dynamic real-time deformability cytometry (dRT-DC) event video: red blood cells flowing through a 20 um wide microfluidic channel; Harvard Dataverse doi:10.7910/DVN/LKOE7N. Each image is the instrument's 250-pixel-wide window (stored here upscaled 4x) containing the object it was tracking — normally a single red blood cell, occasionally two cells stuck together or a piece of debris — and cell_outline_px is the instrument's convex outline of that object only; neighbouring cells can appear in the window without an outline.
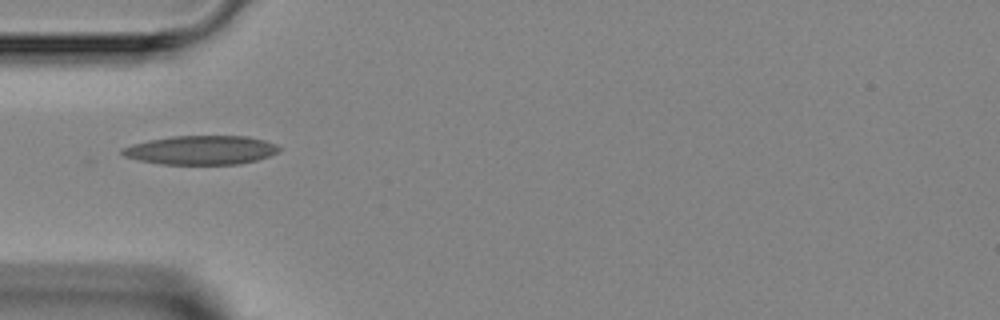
{"species": "Egyptian fruit bat (a non-hibernating species)", "species_latin": "Rousettus aegyptiacus", "temperature_condition": "room temperature", "stored_images_in_passage": 4, "camera_frame_rate_fps": 3000, "um_per_image_px": 0.085, "animal": {"sex": "female"}, "frame": {"image": 1, "passage_image": 2, "time_ms": 2.333, "image_size_px": [1000, 320], "cell_outline_px": [[280, 152], [256, 160], [240, 164], [160, 164], [140, 160], [124, 156], [120, 152], [120, 148], [132, 144], [172, 136], [248, 136], [264, 140], [276, 144], [280, 148]], "centroid_in_image_um": [17.1, 12.76], "position_along_channel_um": 67.9, "area_um2": 26.41}}
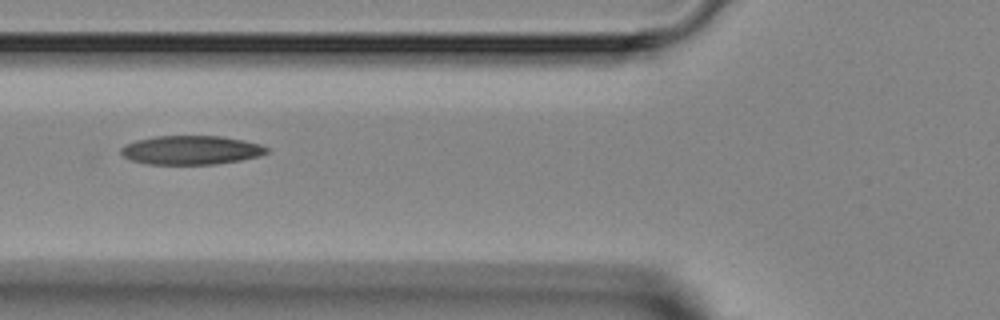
{"frame": {"image": 2, "passage_image": 3, "time_ms": 3.333, "image_size_px": [1000, 320], "cell_outline_px": [[268, 152], [260, 156], [240, 160], [216, 164], [148, 164], [128, 160], [120, 152], [120, 148], [124, 144], [136, 140], [156, 136], [220, 136], [244, 140], [260, 144], [268, 148]], "centroid_in_image_um": [16.21, 12.76], "position_along_channel_um": 109.6, "area_um2": 24.68}}
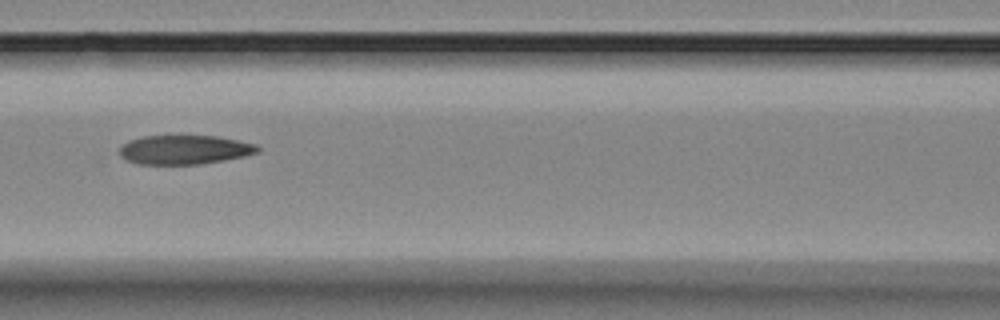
{"frame": {"image": 3, "passage_image": 4, "time_ms": 4.333, "image_size_px": [1000, 320], "cell_outline_px": [[260, 152], [244, 156], [224, 160], [196, 164], [140, 164], [124, 160], [120, 156], [120, 148], [128, 140], [144, 136], [216, 136], [256, 144], [260, 148]], "centroid_in_image_um": [15.67, 12.73], "position_along_channel_um": 150.9, "area_um2": 23.35}}